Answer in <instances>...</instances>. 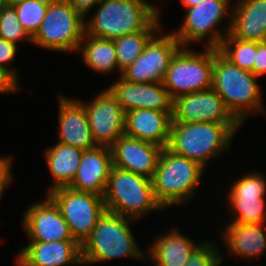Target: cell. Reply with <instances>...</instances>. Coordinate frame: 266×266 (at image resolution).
Here are the masks:
<instances>
[{
    "instance_id": "1",
    "label": "cell",
    "mask_w": 266,
    "mask_h": 266,
    "mask_svg": "<svg viewBox=\"0 0 266 266\" xmlns=\"http://www.w3.org/2000/svg\"><path fill=\"white\" fill-rule=\"evenodd\" d=\"M86 22L85 34L114 40L138 31L161 30L160 8L147 0H102Z\"/></svg>"
},
{
    "instance_id": "2",
    "label": "cell",
    "mask_w": 266,
    "mask_h": 266,
    "mask_svg": "<svg viewBox=\"0 0 266 266\" xmlns=\"http://www.w3.org/2000/svg\"><path fill=\"white\" fill-rule=\"evenodd\" d=\"M257 78L252 72L232 64L214 48L212 88L241 125L252 113L266 114Z\"/></svg>"
},
{
    "instance_id": "3",
    "label": "cell",
    "mask_w": 266,
    "mask_h": 266,
    "mask_svg": "<svg viewBox=\"0 0 266 266\" xmlns=\"http://www.w3.org/2000/svg\"><path fill=\"white\" fill-rule=\"evenodd\" d=\"M240 123H172L168 148L206 167L207 162L229 151Z\"/></svg>"
},
{
    "instance_id": "4",
    "label": "cell",
    "mask_w": 266,
    "mask_h": 266,
    "mask_svg": "<svg viewBox=\"0 0 266 266\" xmlns=\"http://www.w3.org/2000/svg\"><path fill=\"white\" fill-rule=\"evenodd\" d=\"M136 220L105 211L91 235L81 245L83 265L130 257L146 262L138 247L130 223Z\"/></svg>"
},
{
    "instance_id": "5",
    "label": "cell",
    "mask_w": 266,
    "mask_h": 266,
    "mask_svg": "<svg viewBox=\"0 0 266 266\" xmlns=\"http://www.w3.org/2000/svg\"><path fill=\"white\" fill-rule=\"evenodd\" d=\"M205 168L199 163L163 148L152 177L154 196L167 209L189 204L201 181Z\"/></svg>"
},
{
    "instance_id": "6",
    "label": "cell",
    "mask_w": 266,
    "mask_h": 266,
    "mask_svg": "<svg viewBox=\"0 0 266 266\" xmlns=\"http://www.w3.org/2000/svg\"><path fill=\"white\" fill-rule=\"evenodd\" d=\"M106 211L141 219L164 210L154 196L152 179L112 166L103 195Z\"/></svg>"
},
{
    "instance_id": "7",
    "label": "cell",
    "mask_w": 266,
    "mask_h": 266,
    "mask_svg": "<svg viewBox=\"0 0 266 266\" xmlns=\"http://www.w3.org/2000/svg\"><path fill=\"white\" fill-rule=\"evenodd\" d=\"M85 21L66 0H51L32 44L47 50L77 53L85 34Z\"/></svg>"
},
{
    "instance_id": "8",
    "label": "cell",
    "mask_w": 266,
    "mask_h": 266,
    "mask_svg": "<svg viewBox=\"0 0 266 266\" xmlns=\"http://www.w3.org/2000/svg\"><path fill=\"white\" fill-rule=\"evenodd\" d=\"M232 0H203L200 4L189 7L179 29L173 32L182 47H188L206 39L205 47L218 48L231 28ZM228 16V17H227ZM228 18L224 31L217 26ZM208 38V39H207Z\"/></svg>"
},
{
    "instance_id": "9",
    "label": "cell",
    "mask_w": 266,
    "mask_h": 266,
    "mask_svg": "<svg viewBox=\"0 0 266 266\" xmlns=\"http://www.w3.org/2000/svg\"><path fill=\"white\" fill-rule=\"evenodd\" d=\"M204 48L197 52L181 47L172 57L163 81L172 100L212 88L214 48Z\"/></svg>"
},
{
    "instance_id": "10",
    "label": "cell",
    "mask_w": 266,
    "mask_h": 266,
    "mask_svg": "<svg viewBox=\"0 0 266 266\" xmlns=\"http://www.w3.org/2000/svg\"><path fill=\"white\" fill-rule=\"evenodd\" d=\"M47 195L59 207L72 237L81 245L91 235L98 219L106 211L103 196L94 193L62 187Z\"/></svg>"
},
{
    "instance_id": "11",
    "label": "cell",
    "mask_w": 266,
    "mask_h": 266,
    "mask_svg": "<svg viewBox=\"0 0 266 266\" xmlns=\"http://www.w3.org/2000/svg\"><path fill=\"white\" fill-rule=\"evenodd\" d=\"M162 30L158 32L159 37L156 33L137 59L122 72V78L131 83L164 81L172 57L182 46L172 32L162 34Z\"/></svg>"
},
{
    "instance_id": "12",
    "label": "cell",
    "mask_w": 266,
    "mask_h": 266,
    "mask_svg": "<svg viewBox=\"0 0 266 266\" xmlns=\"http://www.w3.org/2000/svg\"><path fill=\"white\" fill-rule=\"evenodd\" d=\"M232 186V187H231ZM228 193L230 223H266V179L257 172L244 174L233 181ZM231 211V212H230Z\"/></svg>"
},
{
    "instance_id": "13",
    "label": "cell",
    "mask_w": 266,
    "mask_h": 266,
    "mask_svg": "<svg viewBox=\"0 0 266 266\" xmlns=\"http://www.w3.org/2000/svg\"><path fill=\"white\" fill-rule=\"evenodd\" d=\"M91 102L78 101L84 106L92 137L97 146L111 147L125 130V111L108 88Z\"/></svg>"
},
{
    "instance_id": "14",
    "label": "cell",
    "mask_w": 266,
    "mask_h": 266,
    "mask_svg": "<svg viewBox=\"0 0 266 266\" xmlns=\"http://www.w3.org/2000/svg\"><path fill=\"white\" fill-rule=\"evenodd\" d=\"M172 123H239L213 88L180 95L173 100Z\"/></svg>"
},
{
    "instance_id": "15",
    "label": "cell",
    "mask_w": 266,
    "mask_h": 266,
    "mask_svg": "<svg viewBox=\"0 0 266 266\" xmlns=\"http://www.w3.org/2000/svg\"><path fill=\"white\" fill-rule=\"evenodd\" d=\"M23 227L30 240L35 242L75 240L59 207L47 195L44 201L26 208Z\"/></svg>"
},
{
    "instance_id": "16",
    "label": "cell",
    "mask_w": 266,
    "mask_h": 266,
    "mask_svg": "<svg viewBox=\"0 0 266 266\" xmlns=\"http://www.w3.org/2000/svg\"><path fill=\"white\" fill-rule=\"evenodd\" d=\"M107 87L125 113L133 109H152L173 113V100L162 83H131L121 76Z\"/></svg>"
},
{
    "instance_id": "17",
    "label": "cell",
    "mask_w": 266,
    "mask_h": 266,
    "mask_svg": "<svg viewBox=\"0 0 266 266\" xmlns=\"http://www.w3.org/2000/svg\"><path fill=\"white\" fill-rule=\"evenodd\" d=\"M16 256V266L82 265V247L76 240L29 241Z\"/></svg>"
},
{
    "instance_id": "18",
    "label": "cell",
    "mask_w": 266,
    "mask_h": 266,
    "mask_svg": "<svg viewBox=\"0 0 266 266\" xmlns=\"http://www.w3.org/2000/svg\"><path fill=\"white\" fill-rule=\"evenodd\" d=\"M113 166L152 179L163 147L120 136L110 147Z\"/></svg>"
},
{
    "instance_id": "19",
    "label": "cell",
    "mask_w": 266,
    "mask_h": 266,
    "mask_svg": "<svg viewBox=\"0 0 266 266\" xmlns=\"http://www.w3.org/2000/svg\"><path fill=\"white\" fill-rule=\"evenodd\" d=\"M58 95V142L83 151L97 147L84 106L76 98Z\"/></svg>"
},
{
    "instance_id": "20",
    "label": "cell",
    "mask_w": 266,
    "mask_h": 266,
    "mask_svg": "<svg viewBox=\"0 0 266 266\" xmlns=\"http://www.w3.org/2000/svg\"><path fill=\"white\" fill-rule=\"evenodd\" d=\"M112 166L110 147L97 146L83 151L77 173L69 188L103 196Z\"/></svg>"
},
{
    "instance_id": "21",
    "label": "cell",
    "mask_w": 266,
    "mask_h": 266,
    "mask_svg": "<svg viewBox=\"0 0 266 266\" xmlns=\"http://www.w3.org/2000/svg\"><path fill=\"white\" fill-rule=\"evenodd\" d=\"M173 113L152 109H133L125 113L124 135L163 148L170 142Z\"/></svg>"
},
{
    "instance_id": "22",
    "label": "cell",
    "mask_w": 266,
    "mask_h": 266,
    "mask_svg": "<svg viewBox=\"0 0 266 266\" xmlns=\"http://www.w3.org/2000/svg\"><path fill=\"white\" fill-rule=\"evenodd\" d=\"M261 224L226 223L220 236L227 255L253 260L266 252V226ZM227 226V227H226ZM231 253V254H230Z\"/></svg>"
},
{
    "instance_id": "23",
    "label": "cell",
    "mask_w": 266,
    "mask_h": 266,
    "mask_svg": "<svg viewBox=\"0 0 266 266\" xmlns=\"http://www.w3.org/2000/svg\"><path fill=\"white\" fill-rule=\"evenodd\" d=\"M232 6L229 34L243 41L263 42L266 36V0H239Z\"/></svg>"
},
{
    "instance_id": "24",
    "label": "cell",
    "mask_w": 266,
    "mask_h": 266,
    "mask_svg": "<svg viewBox=\"0 0 266 266\" xmlns=\"http://www.w3.org/2000/svg\"><path fill=\"white\" fill-rule=\"evenodd\" d=\"M151 243L146 262L152 261L155 266H185L190 255L201 244L194 243V240L182 235L176 228L156 237Z\"/></svg>"
},
{
    "instance_id": "25",
    "label": "cell",
    "mask_w": 266,
    "mask_h": 266,
    "mask_svg": "<svg viewBox=\"0 0 266 266\" xmlns=\"http://www.w3.org/2000/svg\"><path fill=\"white\" fill-rule=\"evenodd\" d=\"M82 154V149L59 142L45 150V161L53 179L48 193L71 185L80 165Z\"/></svg>"
},
{
    "instance_id": "26",
    "label": "cell",
    "mask_w": 266,
    "mask_h": 266,
    "mask_svg": "<svg viewBox=\"0 0 266 266\" xmlns=\"http://www.w3.org/2000/svg\"><path fill=\"white\" fill-rule=\"evenodd\" d=\"M77 53L82 54L83 62L97 73L119 72L114 41L84 34Z\"/></svg>"
},
{
    "instance_id": "27",
    "label": "cell",
    "mask_w": 266,
    "mask_h": 266,
    "mask_svg": "<svg viewBox=\"0 0 266 266\" xmlns=\"http://www.w3.org/2000/svg\"><path fill=\"white\" fill-rule=\"evenodd\" d=\"M159 31H138L114 39L119 77L143 52L149 40Z\"/></svg>"
},
{
    "instance_id": "28",
    "label": "cell",
    "mask_w": 266,
    "mask_h": 266,
    "mask_svg": "<svg viewBox=\"0 0 266 266\" xmlns=\"http://www.w3.org/2000/svg\"><path fill=\"white\" fill-rule=\"evenodd\" d=\"M218 51L232 64L254 74L255 41L239 40L228 34L218 47Z\"/></svg>"
},
{
    "instance_id": "29",
    "label": "cell",
    "mask_w": 266,
    "mask_h": 266,
    "mask_svg": "<svg viewBox=\"0 0 266 266\" xmlns=\"http://www.w3.org/2000/svg\"><path fill=\"white\" fill-rule=\"evenodd\" d=\"M50 1L27 0L14 7L19 22L31 37L36 34L40 24L43 22Z\"/></svg>"
},
{
    "instance_id": "30",
    "label": "cell",
    "mask_w": 266,
    "mask_h": 266,
    "mask_svg": "<svg viewBox=\"0 0 266 266\" xmlns=\"http://www.w3.org/2000/svg\"><path fill=\"white\" fill-rule=\"evenodd\" d=\"M0 38L15 44L23 40L32 44V37L19 22L14 7L5 6L0 10Z\"/></svg>"
},
{
    "instance_id": "31",
    "label": "cell",
    "mask_w": 266,
    "mask_h": 266,
    "mask_svg": "<svg viewBox=\"0 0 266 266\" xmlns=\"http://www.w3.org/2000/svg\"><path fill=\"white\" fill-rule=\"evenodd\" d=\"M214 241H204L193 251L185 266H220L223 255Z\"/></svg>"
},
{
    "instance_id": "32",
    "label": "cell",
    "mask_w": 266,
    "mask_h": 266,
    "mask_svg": "<svg viewBox=\"0 0 266 266\" xmlns=\"http://www.w3.org/2000/svg\"><path fill=\"white\" fill-rule=\"evenodd\" d=\"M17 49L15 43L0 38V72L20 90L22 87L19 85V74L8 66L15 60Z\"/></svg>"
},
{
    "instance_id": "33",
    "label": "cell",
    "mask_w": 266,
    "mask_h": 266,
    "mask_svg": "<svg viewBox=\"0 0 266 266\" xmlns=\"http://www.w3.org/2000/svg\"><path fill=\"white\" fill-rule=\"evenodd\" d=\"M12 161L11 156H0V199L3 196L5 189L12 182Z\"/></svg>"
},
{
    "instance_id": "34",
    "label": "cell",
    "mask_w": 266,
    "mask_h": 266,
    "mask_svg": "<svg viewBox=\"0 0 266 266\" xmlns=\"http://www.w3.org/2000/svg\"><path fill=\"white\" fill-rule=\"evenodd\" d=\"M266 74V42H256V56L254 62V75L260 76Z\"/></svg>"
},
{
    "instance_id": "35",
    "label": "cell",
    "mask_w": 266,
    "mask_h": 266,
    "mask_svg": "<svg viewBox=\"0 0 266 266\" xmlns=\"http://www.w3.org/2000/svg\"><path fill=\"white\" fill-rule=\"evenodd\" d=\"M69 2L80 14L88 18L86 14L93 10L102 0H66Z\"/></svg>"
},
{
    "instance_id": "36",
    "label": "cell",
    "mask_w": 266,
    "mask_h": 266,
    "mask_svg": "<svg viewBox=\"0 0 266 266\" xmlns=\"http://www.w3.org/2000/svg\"><path fill=\"white\" fill-rule=\"evenodd\" d=\"M20 90L3 74L0 72V94H8L19 92Z\"/></svg>"
},
{
    "instance_id": "37",
    "label": "cell",
    "mask_w": 266,
    "mask_h": 266,
    "mask_svg": "<svg viewBox=\"0 0 266 266\" xmlns=\"http://www.w3.org/2000/svg\"><path fill=\"white\" fill-rule=\"evenodd\" d=\"M182 5L187 9L200 4L203 0H180Z\"/></svg>"
},
{
    "instance_id": "38",
    "label": "cell",
    "mask_w": 266,
    "mask_h": 266,
    "mask_svg": "<svg viewBox=\"0 0 266 266\" xmlns=\"http://www.w3.org/2000/svg\"><path fill=\"white\" fill-rule=\"evenodd\" d=\"M7 1V6L15 7L27 0H6Z\"/></svg>"
},
{
    "instance_id": "39",
    "label": "cell",
    "mask_w": 266,
    "mask_h": 266,
    "mask_svg": "<svg viewBox=\"0 0 266 266\" xmlns=\"http://www.w3.org/2000/svg\"><path fill=\"white\" fill-rule=\"evenodd\" d=\"M5 6H7V1H6V0H0V10H1L3 7H5Z\"/></svg>"
}]
</instances>
